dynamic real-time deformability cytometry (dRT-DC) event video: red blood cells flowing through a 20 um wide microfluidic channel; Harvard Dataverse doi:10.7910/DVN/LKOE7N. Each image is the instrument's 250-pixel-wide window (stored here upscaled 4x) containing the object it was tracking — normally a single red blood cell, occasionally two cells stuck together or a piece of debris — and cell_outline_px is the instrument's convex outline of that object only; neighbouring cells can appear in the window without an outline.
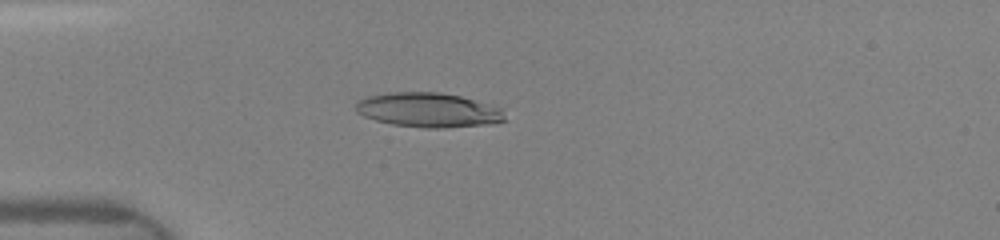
{"species": "human", "species_latin": "Homo sapiens", "temperature_condition": "room temperature", "stored_images_in_passage": 14, "camera_frame_rate_fps": 3000, "um_per_image_px": 0.085, "donor": {"sex": "female"}, "frame": {"image": 1, "passage_image": 4, "time_ms": 1.333, "image_size_px": [1000, 240], "cell_outline_px": [[508, 120], [492, 124], [444, 128], [428, 128], [392, 124], [376, 120], [364, 116], [356, 112], [356, 100], [368, 96], [388, 92], [440, 92], [460, 96], [500, 108]], "centroid_in_image_um": [36.4, 9.35], "position_along_channel_um": 48.6, "area_um2": 30.0}}
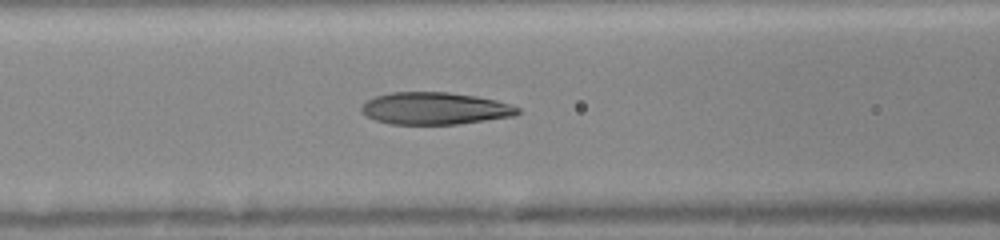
{"frame": {"image": 2, "passage_image": 9, "time_ms": 3.667, "image_size_px": [1000, 240], "cell_outline_px": [[520, 112], [516, 116], [456, 124], [388, 124], [376, 120], [360, 112], [360, 108], [368, 100], [376, 96], [392, 92], [448, 92], [476, 96], [496, 100], [520, 108]], "centroid_in_image_um": [36.97, 9.22], "position_along_channel_um": 129.6, "area_um2": 29.25}}
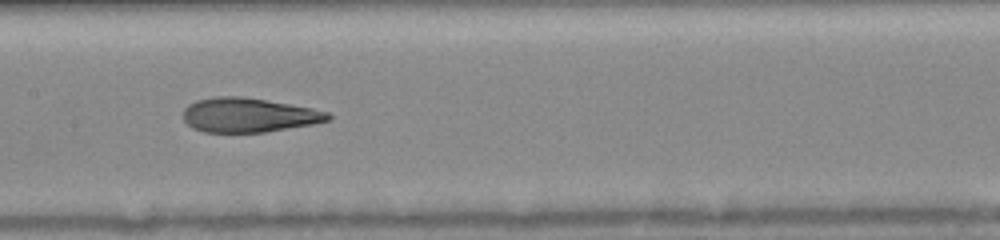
{"frame": {"image": 3, "passage_image": 12, "time_ms": 5.0, "image_size_px": [1000, 240], "cell_outline_px": [[332, 120], [312, 124], [264, 132], [204, 132], [192, 128], [184, 120], [184, 108], [188, 104], [196, 100], [216, 96], [240, 96], [312, 108], [328, 112], [332, 116]], "centroid_in_image_um": [21.12, 9.78], "position_along_channel_um": 186.3, "area_um2": 28.84}}